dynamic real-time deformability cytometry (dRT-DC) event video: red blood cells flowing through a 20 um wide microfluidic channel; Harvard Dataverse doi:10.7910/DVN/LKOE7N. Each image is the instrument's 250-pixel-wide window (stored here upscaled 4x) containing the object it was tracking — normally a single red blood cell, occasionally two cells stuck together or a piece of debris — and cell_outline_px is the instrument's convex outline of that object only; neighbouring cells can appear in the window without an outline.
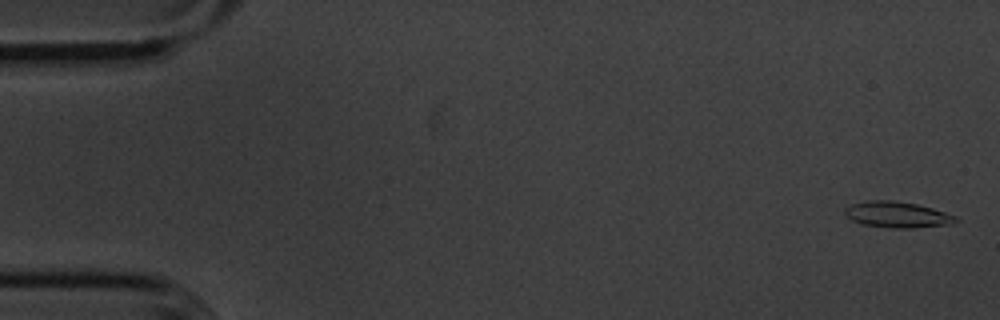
{"species": "common noctule bat (a hibernating species)", "species_latin": "Nyctalus noctula", "temperature_condition": "cold", "stored_images_in_passage": 57, "segment_of_instrument_passage": [1, 2], "camera_frame_rate_fps": 3000, "um_per_image_px": 0.085, "animal": {"sex": "male", "body_mass_g": 20.1, "forearm_length_mm": 53.5}, "frame": {"image": 1, "passage_image": 2, "time_ms": 0.333, "image_size_px": [1000, 320], "cell_outline_px": [[960, 220], [948, 224], [912, 228], [896, 228], [864, 224], [852, 220], [844, 212], [844, 208], [852, 204], [868, 200], [892, 200], [916, 204], [932, 208], [956, 216]], "centroid_in_image_um": [76.26, 18.23], "position_along_channel_um": 8.7, "area_um2": 16.53}}
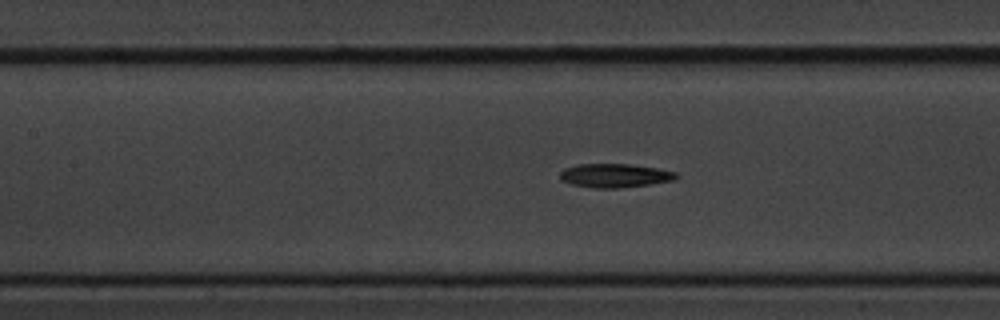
{"frame": {"image": 2, "passage_image": 25, "time_ms": 8.0, "image_size_px": [1000, 320], "cell_outline_px": [[680, 176], [672, 180], [652, 184], [620, 188], [592, 188], [572, 184], [560, 180], [560, 172], [564, 168], [576, 164], [628, 164], [660, 168], [676, 172]], "centroid_in_image_um": [52.26, 14.92], "position_along_channel_um": 155.1, "area_um2": 16.3}}
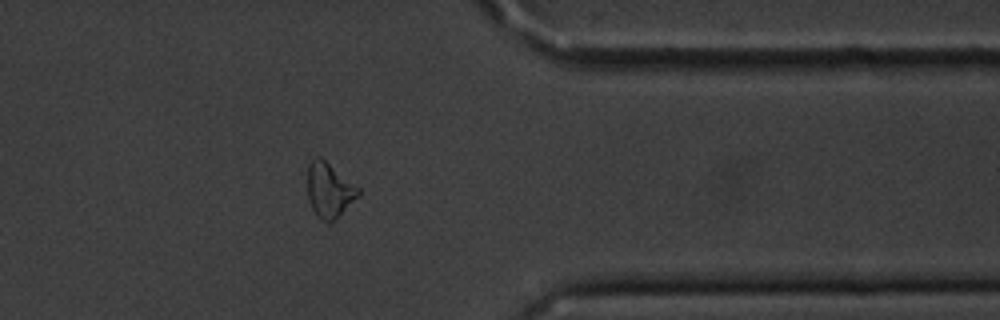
{"frame": {"image": 3, "passage_image": 45, "time_ms": 14.667, "image_size_px": [1000, 320], "cell_outline_px": [[360, 196], [328, 224], [320, 220], [316, 216], [308, 200], [308, 164], [316, 156], [320, 156], [360, 188]], "centroid_in_image_um": [27.98, 16.16], "position_along_channel_um": 383.4, "area_um2": 16.24}}